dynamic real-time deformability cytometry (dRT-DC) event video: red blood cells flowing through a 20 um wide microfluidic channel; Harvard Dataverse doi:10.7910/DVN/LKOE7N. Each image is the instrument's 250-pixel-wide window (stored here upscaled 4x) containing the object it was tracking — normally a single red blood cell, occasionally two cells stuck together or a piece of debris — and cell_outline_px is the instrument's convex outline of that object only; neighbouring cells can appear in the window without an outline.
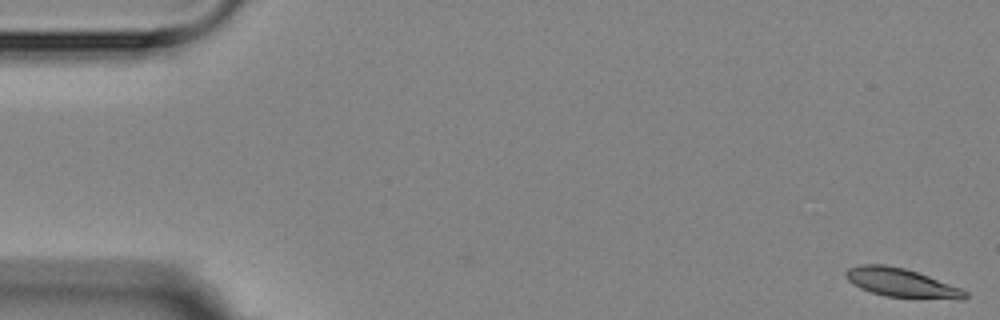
{"species": "Egyptian fruit bat (a non-hibernating species)", "species_latin": "Rousettus aegyptiacus", "temperature_condition": "room temperature", "stored_images_in_passage": 5, "camera_frame_rate_fps": 3000, "um_per_image_px": 0.085, "animal": {"sex": "female"}, "frame": {"image": 1, "passage_image": 1, "time_ms": 0.0, "image_size_px": [1000, 320], "cell_outline_px": [[968, 296], [964, 300], [960, 300], [884, 296], [860, 288], [848, 280], [844, 276], [844, 272], [848, 268], [860, 264], [884, 264], [904, 268], [928, 276], [960, 288], [968, 292]], "centroid_in_image_um": [76.61, 24.04], "position_along_channel_um": 8.4, "area_um2": 20.0}}
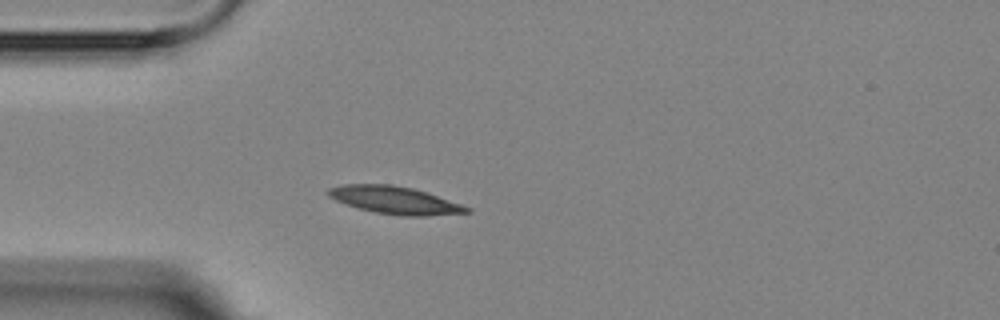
{"frame": {"image": 2, "passage_image": 5, "time_ms": 4.667, "image_size_px": [1000, 320], "cell_outline_px": [[472, 212], [428, 216], [400, 216], [376, 212], [360, 208], [336, 200], [328, 196], [324, 192], [328, 188], [344, 184], [392, 184], [412, 188], [472, 208]], "centroid_in_image_um": [33.54, 17.01], "position_along_channel_um": 51.5, "area_um2": 22.02}}